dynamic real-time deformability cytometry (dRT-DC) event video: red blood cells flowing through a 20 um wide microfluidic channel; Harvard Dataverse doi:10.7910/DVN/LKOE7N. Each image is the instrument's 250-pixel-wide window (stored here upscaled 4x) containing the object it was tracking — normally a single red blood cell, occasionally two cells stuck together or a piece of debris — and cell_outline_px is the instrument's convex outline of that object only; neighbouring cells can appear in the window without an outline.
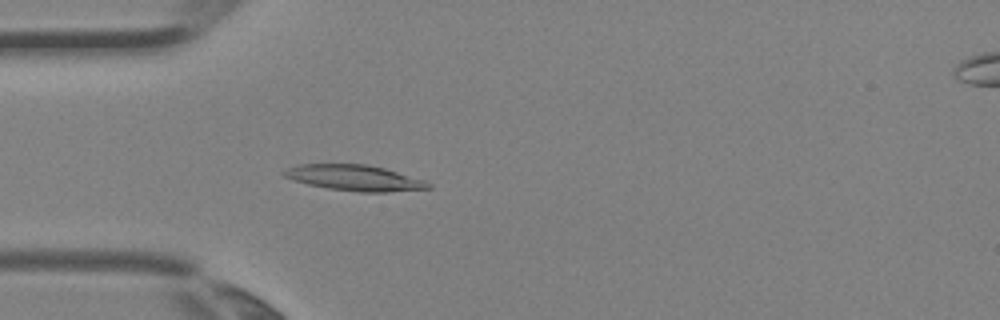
{"species": "Egyptian fruit bat (a non-hibernating species)", "species_latin": "Rousettus aegyptiacus", "temperature_condition": "room temperature", "stored_images_in_passage": 2, "camera_frame_rate_fps": 3000, "um_per_image_px": 0.085, "animal": {"sex": "female"}, "frame": {"image": 1, "passage_image": 2, "time_ms": 0.333, "image_size_px": [1000, 320], "cell_outline_px": [[432, 188], [388, 192], [360, 192], [328, 188], [308, 184], [292, 180], [284, 176], [280, 172], [288, 168], [300, 164], [364, 164], [384, 168], [424, 180], [432, 184]], "centroid_in_image_um": [30.13, 15.12], "position_along_channel_um": 54.9, "area_um2": 21.56}}